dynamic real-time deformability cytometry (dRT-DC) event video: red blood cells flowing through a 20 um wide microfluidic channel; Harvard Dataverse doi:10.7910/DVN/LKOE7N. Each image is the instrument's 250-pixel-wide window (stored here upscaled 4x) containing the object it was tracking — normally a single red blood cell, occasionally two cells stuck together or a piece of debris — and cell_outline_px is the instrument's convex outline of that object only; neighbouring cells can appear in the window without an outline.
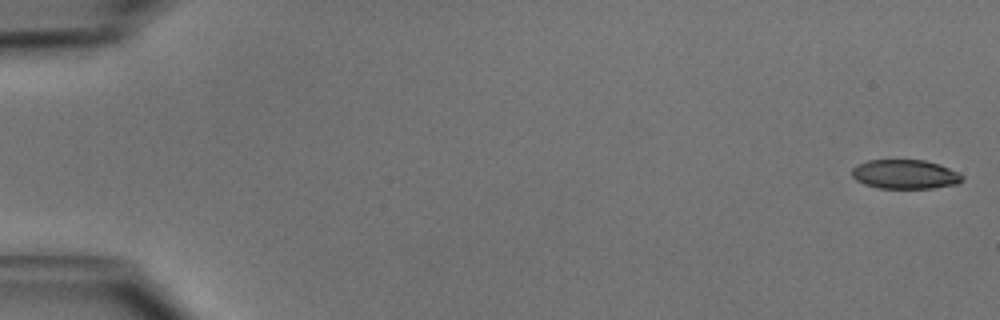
{"species": "common noctule bat (a hibernating species)", "species_latin": "Nyctalus noctula", "temperature_condition": "cold", "stored_images_in_passage": 50, "camera_frame_rate_fps": 3000, "um_per_image_px": 0.085, "animal": {"sex": "male", "body_mass_g": 15.6}, "frame": {"image": 1, "passage_image": 1, "time_ms": 0.0, "image_size_px": [1000, 320], "cell_outline_px": [[964, 180], [956, 184], [932, 188], [880, 188], [864, 184], [856, 180], [852, 176], [852, 168], [856, 164], [868, 160], [924, 160], [940, 164], [964, 176]], "centroid_in_image_um": [76.91, 14.81], "position_along_channel_um": 8.1, "area_um2": 18.79}}
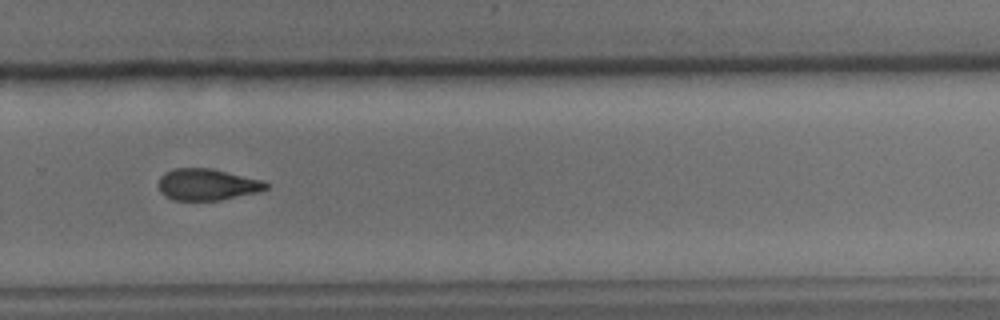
{"frame": {"image": 2, "passage_image": 35, "time_ms": 11.333, "image_size_px": [1000, 320], "cell_outline_px": [[268, 188], [256, 192], [220, 200], [172, 200], [164, 196], [160, 192], [160, 176], [164, 172], [172, 168], [212, 168], [264, 180], [268, 184]], "centroid_in_image_um": [17.59, 15.67], "position_along_channel_um": 312.2, "area_um2": 19.83}}
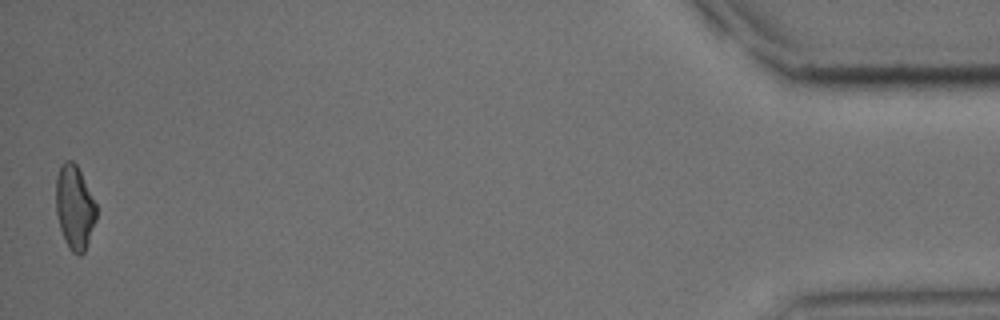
{"frame": {"image": 3, "passage_image": 50, "time_ms": 16.333, "image_size_px": [1000, 320], "cell_outline_px": [[96, 220], [84, 252], [80, 256], [72, 252], [68, 248], [60, 228], [56, 212], [56, 176], [60, 164], [64, 160], [72, 160], [76, 164], [96, 204]], "centroid_in_image_um": [6.32, 17.61], "position_along_channel_um": 428.9, "area_um2": 19.71}, "authors_computed_cell_mechanics": {"area_um2": 20.4034, "velocity_mm_per_s": 4.0199, "shape_relaxation_time_tau1_ms": 4.272, "shape_relaxation_time_tau2_ms": null, "deformation_change_tau1": 0.1311, "deformation_change_tau2": null}}